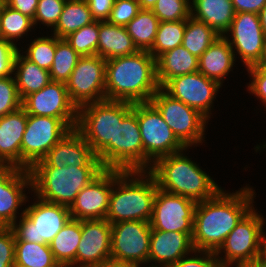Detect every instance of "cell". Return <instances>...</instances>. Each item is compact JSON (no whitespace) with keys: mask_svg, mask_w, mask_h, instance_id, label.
<instances>
[{"mask_svg":"<svg viewBox=\"0 0 266 267\" xmlns=\"http://www.w3.org/2000/svg\"><path fill=\"white\" fill-rule=\"evenodd\" d=\"M251 75V83L248 84V91L261 100L266 107V74L258 67L252 66L246 69Z\"/></svg>","mask_w":266,"mask_h":267,"instance_id":"7dc6e473","label":"cell"},{"mask_svg":"<svg viewBox=\"0 0 266 267\" xmlns=\"http://www.w3.org/2000/svg\"><path fill=\"white\" fill-rule=\"evenodd\" d=\"M81 56L70 46L65 38L56 36V52L49 70L53 82L66 83Z\"/></svg>","mask_w":266,"mask_h":267,"instance_id":"d590c367","label":"cell"},{"mask_svg":"<svg viewBox=\"0 0 266 267\" xmlns=\"http://www.w3.org/2000/svg\"><path fill=\"white\" fill-rule=\"evenodd\" d=\"M22 107L15 77H0V117Z\"/></svg>","mask_w":266,"mask_h":267,"instance_id":"60d3db41","label":"cell"},{"mask_svg":"<svg viewBox=\"0 0 266 267\" xmlns=\"http://www.w3.org/2000/svg\"><path fill=\"white\" fill-rule=\"evenodd\" d=\"M17 51L14 59L13 75L16 80L19 96L35 93L49 84L52 80L48 70L40 68L37 64L29 61Z\"/></svg>","mask_w":266,"mask_h":267,"instance_id":"f1b7e54d","label":"cell"},{"mask_svg":"<svg viewBox=\"0 0 266 267\" xmlns=\"http://www.w3.org/2000/svg\"><path fill=\"white\" fill-rule=\"evenodd\" d=\"M66 0H38V5L34 15V26L40 21L47 27L54 28L63 11Z\"/></svg>","mask_w":266,"mask_h":267,"instance_id":"b9f144b4","label":"cell"},{"mask_svg":"<svg viewBox=\"0 0 266 267\" xmlns=\"http://www.w3.org/2000/svg\"><path fill=\"white\" fill-rule=\"evenodd\" d=\"M158 185L149 171L113 169V186L105 219L111 224L122 221L150 222Z\"/></svg>","mask_w":266,"mask_h":267,"instance_id":"3957f363","label":"cell"},{"mask_svg":"<svg viewBox=\"0 0 266 267\" xmlns=\"http://www.w3.org/2000/svg\"><path fill=\"white\" fill-rule=\"evenodd\" d=\"M258 67L266 74V62H261Z\"/></svg>","mask_w":266,"mask_h":267,"instance_id":"680465c9","label":"cell"},{"mask_svg":"<svg viewBox=\"0 0 266 267\" xmlns=\"http://www.w3.org/2000/svg\"><path fill=\"white\" fill-rule=\"evenodd\" d=\"M43 160L51 167H103L99 158L83 136L76 130H70L55 144Z\"/></svg>","mask_w":266,"mask_h":267,"instance_id":"7402d4cb","label":"cell"},{"mask_svg":"<svg viewBox=\"0 0 266 267\" xmlns=\"http://www.w3.org/2000/svg\"><path fill=\"white\" fill-rule=\"evenodd\" d=\"M193 232H165L151 229L148 263L154 267H168L182 257L193 254ZM159 265H156V264Z\"/></svg>","mask_w":266,"mask_h":267,"instance_id":"603a6c76","label":"cell"},{"mask_svg":"<svg viewBox=\"0 0 266 267\" xmlns=\"http://www.w3.org/2000/svg\"><path fill=\"white\" fill-rule=\"evenodd\" d=\"M160 21L151 10L141 9L126 26L138 50L149 51L157 34Z\"/></svg>","mask_w":266,"mask_h":267,"instance_id":"1f68e13d","label":"cell"},{"mask_svg":"<svg viewBox=\"0 0 266 267\" xmlns=\"http://www.w3.org/2000/svg\"><path fill=\"white\" fill-rule=\"evenodd\" d=\"M254 195L248 186L235 193L221 189L213 198L197 202L192 235L194 250L216 252L238 222L254 207Z\"/></svg>","mask_w":266,"mask_h":267,"instance_id":"6da1fadb","label":"cell"},{"mask_svg":"<svg viewBox=\"0 0 266 267\" xmlns=\"http://www.w3.org/2000/svg\"><path fill=\"white\" fill-rule=\"evenodd\" d=\"M141 265L133 262H119L115 260H107L102 266L99 267H140ZM142 267V266H141Z\"/></svg>","mask_w":266,"mask_h":267,"instance_id":"816d5d0a","label":"cell"},{"mask_svg":"<svg viewBox=\"0 0 266 267\" xmlns=\"http://www.w3.org/2000/svg\"><path fill=\"white\" fill-rule=\"evenodd\" d=\"M186 20L173 22H160L153 46L148 51L155 59L167 52L182 45Z\"/></svg>","mask_w":266,"mask_h":267,"instance_id":"8d00e7d4","label":"cell"},{"mask_svg":"<svg viewBox=\"0 0 266 267\" xmlns=\"http://www.w3.org/2000/svg\"><path fill=\"white\" fill-rule=\"evenodd\" d=\"M55 262L49 244L15 241L14 267H49Z\"/></svg>","mask_w":266,"mask_h":267,"instance_id":"836d02e7","label":"cell"},{"mask_svg":"<svg viewBox=\"0 0 266 267\" xmlns=\"http://www.w3.org/2000/svg\"><path fill=\"white\" fill-rule=\"evenodd\" d=\"M197 202L157 189L150 220L151 229L165 232H193Z\"/></svg>","mask_w":266,"mask_h":267,"instance_id":"2e32d148","label":"cell"},{"mask_svg":"<svg viewBox=\"0 0 266 267\" xmlns=\"http://www.w3.org/2000/svg\"><path fill=\"white\" fill-rule=\"evenodd\" d=\"M151 225L146 221L111 224V259L119 262L148 263Z\"/></svg>","mask_w":266,"mask_h":267,"instance_id":"9a60e30c","label":"cell"},{"mask_svg":"<svg viewBox=\"0 0 266 267\" xmlns=\"http://www.w3.org/2000/svg\"><path fill=\"white\" fill-rule=\"evenodd\" d=\"M140 9L151 10L158 0H138Z\"/></svg>","mask_w":266,"mask_h":267,"instance_id":"db71d44e","label":"cell"},{"mask_svg":"<svg viewBox=\"0 0 266 267\" xmlns=\"http://www.w3.org/2000/svg\"><path fill=\"white\" fill-rule=\"evenodd\" d=\"M265 221L254 207L228 234L224 243L215 252L221 267L251 266L260 256V245ZM225 253L224 258L219 255Z\"/></svg>","mask_w":266,"mask_h":267,"instance_id":"9c48e42d","label":"cell"},{"mask_svg":"<svg viewBox=\"0 0 266 267\" xmlns=\"http://www.w3.org/2000/svg\"><path fill=\"white\" fill-rule=\"evenodd\" d=\"M225 34L227 35L223 36L229 42L234 55L237 53L240 56L246 68L258 66L263 61L266 50V35L261 27L259 14L235 13V17ZM228 34L231 36L230 38Z\"/></svg>","mask_w":266,"mask_h":267,"instance_id":"4fadbf2b","label":"cell"},{"mask_svg":"<svg viewBox=\"0 0 266 267\" xmlns=\"http://www.w3.org/2000/svg\"><path fill=\"white\" fill-rule=\"evenodd\" d=\"M81 239V221L70 219L49 243L56 261L76 266V252Z\"/></svg>","mask_w":266,"mask_h":267,"instance_id":"4dcf8cb0","label":"cell"},{"mask_svg":"<svg viewBox=\"0 0 266 267\" xmlns=\"http://www.w3.org/2000/svg\"><path fill=\"white\" fill-rule=\"evenodd\" d=\"M34 27L33 20L5 3L0 10V32L2 39L17 47L15 39L23 37ZM14 40V41H13Z\"/></svg>","mask_w":266,"mask_h":267,"instance_id":"e575fe53","label":"cell"},{"mask_svg":"<svg viewBox=\"0 0 266 267\" xmlns=\"http://www.w3.org/2000/svg\"><path fill=\"white\" fill-rule=\"evenodd\" d=\"M49 267H74L71 263L68 262H59L56 261L53 265Z\"/></svg>","mask_w":266,"mask_h":267,"instance_id":"9f6ffc18","label":"cell"},{"mask_svg":"<svg viewBox=\"0 0 266 267\" xmlns=\"http://www.w3.org/2000/svg\"><path fill=\"white\" fill-rule=\"evenodd\" d=\"M183 151L159 158L149 172L158 188L201 202L213 198L222 188Z\"/></svg>","mask_w":266,"mask_h":267,"instance_id":"277c9868","label":"cell"},{"mask_svg":"<svg viewBox=\"0 0 266 267\" xmlns=\"http://www.w3.org/2000/svg\"><path fill=\"white\" fill-rule=\"evenodd\" d=\"M132 108L131 102L106 99L78 108L76 130L91 146L104 169H110V142H115L117 124Z\"/></svg>","mask_w":266,"mask_h":267,"instance_id":"5b68a950","label":"cell"},{"mask_svg":"<svg viewBox=\"0 0 266 267\" xmlns=\"http://www.w3.org/2000/svg\"><path fill=\"white\" fill-rule=\"evenodd\" d=\"M106 60L98 55L81 56L65 83L71 101L77 108L106 99Z\"/></svg>","mask_w":266,"mask_h":267,"instance_id":"7c38bea8","label":"cell"},{"mask_svg":"<svg viewBox=\"0 0 266 267\" xmlns=\"http://www.w3.org/2000/svg\"><path fill=\"white\" fill-rule=\"evenodd\" d=\"M72 128L61 118L27 114L21 142V169L29 170L42 160Z\"/></svg>","mask_w":266,"mask_h":267,"instance_id":"8fae6325","label":"cell"},{"mask_svg":"<svg viewBox=\"0 0 266 267\" xmlns=\"http://www.w3.org/2000/svg\"><path fill=\"white\" fill-rule=\"evenodd\" d=\"M251 267H266L265 263H262L259 259L251 265Z\"/></svg>","mask_w":266,"mask_h":267,"instance_id":"6f0895ef","label":"cell"},{"mask_svg":"<svg viewBox=\"0 0 266 267\" xmlns=\"http://www.w3.org/2000/svg\"><path fill=\"white\" fill-rule=\"evenodd\" d=\"M95 19L85 0H66L56 26L52 29L58 38H65L72 32L90 25Z\"/></svg>","mask_w":266,"mask_h":267,"instance_id":"f546056e","label":"cell"},{"mask_svg":"<svg viewBox=\"0 0 266 267\" xmlns=\"http://www.w3.org/2000/svg\"><path fill=\"white\" fill-rule=\"evenodd\" d=\"M159 88L156 59L148 51L106 60V100L150 102Z\"/></svg>","mask_w":266,"mask_h":267,"instance_id":"7a4b0ae2","label":"cell"},{"mask_svg":"<svg viewBox=\"0 0 266 267\" xmlns=\"http://www.w3.org/2000/svg\"><path fill=\"white\" fill-rule=\"evenodd\" d=\"M25 187L32 188L29 170L0 163V223L4 227H10L18 220L19 207L28 201Z\"/></svg>","mask_w":266,"mask_h":267,"instance_id":"ffe728a7","label":"cell"},{"mask_svg":"<svg viewBox=\"0 0 266 267\" xmlns=\"http://www.w3.org/2000/svg\"><path fill=\"white\" fill-rule=\"evenodd\" d=\"M15 235L10 227L0 229V267H14Z\"/></svg>","mask_w":266,"mask_h":267,"instance_id":"ee69618b","label":"cell"},{"mask_svg":"<svg viewBox=\"0 0 266 267\" xmlns=\"http://www.w3.org/2000/svg\"><path fill=\"white\" fill-rule=\"evenodd\" d=\"M235 61L229 42L224 36H220L199 57L198 71L222 86L223 79L232 70Z\"/></svg>","mask_w":266,"mask_h":267,"instance_id":"d4e9b609","label":"cell"},{"mask_svg":"<svg viewBox=\"0 0 266 267\" xmlns=\"http://www.w3.org/2000/svg\"><path fill=\"white\" fill-rule=\"evenodd\" d=\"M262 62H266V50H265V56Z\"/></svg>","mask_w":266,"mask_h":267,"instance_id":"94428289","label":"cell"},{"mask_svg":"<svg viewBox=\"0 0 266 267\" xmlns=\"http://www.w3.org/2000/svg\"><path fill=\"white\" fill-rule=\"evenodd\" d=\"M22 211L20 221L10 228L15 241L49 244L71 219L69 207L44 201L40 198Z\"/></svg>","mask_w":266,"mask_h":267,"instance_id":"52a82bcc","label":"cell"},{"mask_svg":"<svg viewBox=\"0 0 266 267\" xmlns=\"http://www.w3.org/2000/svg\"><path fill=\"white\" fill-rule=\"evenodd\" d=\"M150 102L186 148L202 143L208 119L198 110L172 97L162 87L156 91Z\"/></svg>","mask_w":266,"mask_h":267,"instance_id":"30bf717a","label":"cell"},{"mask_svg":"<svg viewBox=\"0 0 266 267\" xmlns=\"http://www.w3.org/2000/svg\"><path fill=\"white\" fill-rule=\"evenodd\" d=\"M103 167H76L72 164L61 168L49 166L43 159L30 169L32 188L36 198L69 207L77 194L102 171Z\"/></svg>","mask_w":266,"mask_h":267,"instance_id":"8992f818","label":"cell"},{"mask_svg":"<svg viewBox=\"0 0 266 267\" xmlns=\"http://www.w3.org/2000/svg\"><path fill=\"white\" fill-rule=\"evenodd\" d=\"M99 21L72 32L65 40L80 56L98 55Z\"/></svg>","mask_w":266,"mask_h":267,"instance_id":"74e56055","label":"cell"},{"mask_svg":"<svg viewBox=\"0 0 266 267\" xmlns=\"http://www.w3.org/2000/svg\"><path fill=\"white\" fill-rule=\"evenodd\" d=\"M10 8L19 11L23 15L34 20V15L38 5V0H4Z\"/></svg>","mask_w":266,"mask_h":267,"instance_id":"681fc988","label":"cell"},{"mask_svg":"<svg viewBox=\"0 0 266 267\" xmlns=\"http://www.w3.org/2000/svg\"><path fill=\"white\" fill-rule=\"evenodd\" d=\"M5 3V1L4 0H0V10H1V7H2V5Z\"/></svg>","mask_w":266,"mask_h":267,"instance_id":"91938a15","label":"cell"},{"mask_svg":"<svg viewBox=\"0 0 266 267\" xmlns=\"http://www.w3.org/2000/svg\"><path fill=\"white\" fill-rule=\"evenodd\" d=\"M191 16L213 28L220 36L225 35L235 10L232 0H192Z\"/></svg>","mask_w":266,"mask_h":267,"instance_id":"484cf974","label":"cell"},{"mask_svg":"<svg viewBox=\"0 0 266 267\" xmlns=\"http://www.w3.org/2000/svg\"><path fill=\"white\" fill-rule=\"evenodd\" d=\"M137 119L143 144V171H149L159 159L186 148L151 102L137 103Z\"/></svg>","mask_w":266,"mask_h":267,"instance_id":"ba28073f","label":"cell"},{"mask_svg":"<svg viewBox=\"0 0 266 267\" xmlns=\"http://www.w3.org/2000/svg\"><path fill=\"white\" fill-rule=\"evenodd\" d=\"M139 51L125 26L99 21L98 56L105 60L131 55Z\"/></svg>","mask_w":266,"mask_h":267,"instance_id":"83f0119b","label":"cell"},{"mask_svg":"<svg viewBox=\"0 0 266 267\" xmlns=\"http://www.w3.org/2000/svg\"><path fill=\"white\" fill-rule=\"evenodd\" d=\"M22 108L29 115L61 118L76 129L78 108L71 101L65 83L51 81L39 91L25 96Z\"/></svg>","mask_w":266,"mask_h":267,"instance_id":"e0dca14e","label":"cell"},{"mask_svg":"<svg viewBox=\"0 0 266 267\" xmlns=\"http://www.w3.org/2000/svg\"><path fill=\"white\" fill-rule=\"evenodd\" d=\"M140 10L138 0H115L107 22L113 25L126 26Z\"/></svg>","mask_w":266,"mask_h":267,"instance_id":"7bdbcfd3","label":"cell"},{"mask_svg":"<svg viewBox=\"0 0 266 267\" xmlns=\"http://www.w3.org/2000/svg\"><path fill=\"white\" fill-rule=\"evenodd\" d=\"M52 36L51 38L44 36L34 39L30 42L29 48L23 52L26 59L48 71L53 64L56 52V36Z\"/></svg>","mask_w":266,"mask_h":267,"instance_id":"f35d334b","label":"cell"},{"mask_svg":"<svg viewBox=\"0 0 266 267\" xmlns=\"http://www.w3.org/2000/svg\"><path fill=\"white\" fill-rule=\"evenodd\" d=\"M235 13L249 12L259 14L266 0H232Z\"/></svg>","mask_w":266,"mask_h":267,"instance_id":"f907efd6","label":"cell"},{"mask_svg":"<svg viewBox=\"0 0 266 267\" xmlns=\"http://www.w3.org/2000/svg\"><path fill=\"white\" fill-rule=\"evenodd\" d=\"M219 37L209 25L190 16L186 19L182 46L199 58Z\"/></svg>","mask_w":266,"mask_h":267,"instance_id":"d6a6232c","label":"cell"},{"mask_svg":"<svg viewBox=\"0 0 266 267\" xmlns=\"http://www.w3.org/2000/svg\"><path fill=\"white\" fill-rule=\"evenodd\" d=\"M259 18H260V23H261V27L263 29V32L266 35V4L261 9V11L259 13Z\"/></svg>","mask_w":266,"mask_h":267,"instance_id":"11a10c76","label":"cell"},{"mask_svg":"<svg viewBox=\"0 0 266 267\" xmlns=\"http://www.w3.org/2000/svg\"><path fill=\"white\" fill-rule=\"evenodd\" d=\"M110 169L143 171V144L137 119V103L117 124L115 142H110Z\"/></svg>","mask_w":266,"mask_h":267,"instance_id":"5bb4252c","label":"cell"},{"mask_svg":"<svg viewBox=\"0 0 266 267\" xmlns=\"http://www.w3.org/2000/svg\"><path fill=\"white\" fill-rule=\"evenodd\" d=\"M195 256L182 257L176 263L168 267H221L216 257L215 252L212 251H193ZM197 255L200 254V255ZM202 255V256H201Z\"/></svg>","mask_w":266,"mask_h":267,"instance_id":"f6af8a7d","label":"cell"},{"mask_svg":"<svg viewBox=\"0 0 266 267\" xmlns=\"http://www.w3.org/2000/svg\"><path fill=\"white\" fill-rule=\"evenodd\" d=\"M27 125V112L18 110L0 117V163L21 169V142Z\"/></svg>","mask_w":266,"mask_h":267,"instance_id":"cb8c5ba5","label":"cell"},{"mask_svg":"<svg viewBox=\"0 0 266 267\" xmlns=\"http://www.w3.org/2000/svg\"><path fill=\"white\" fill-rule=\"evenodd\" d=\"M95 21H107L115 0H85Z\"/></svg>","mask_w":266,"mask_h":267,"instance_id":"c3c4849f","label":"cell"},{"mask_svg":"<svg viewBox=\"0 0 266 267\" xmlns=\"http://www.w3.org/2000/svg\"><path fill=\"white\" fill-rule=\"evenodd\" d=\"M199 58L182 45L164 52L156 58V76L160 87L170 79L198 71Z\"/></svg>","mask_w":266,"mask_h":267,"instance_id":"4316f807","label":"cell"},{"mask_svg":"<svg viewBox=\"0 0 266 267\" xmlns=\"http://www.w3.org/2000/svg\"><path fill=\"white\" fill-rule=\"evenodd\" d=\"M221 85L207 78L199 71L176 76L162 88L172 97L198 110L207 119L210 118L211 107Z\"/></svg>","mask_w":266,"mask_h":267,"instance_id":"ac0fdd59","label":"cell"},{"mask_svg":"<svg viewBox=\"0 0 266 267\" xmlns=\"http://www.w3.org/2000/svg\"><path fill=\"white\" fill-rule=\"evenodd\" d=\"M191 0H158L151 11L160 22L186 20L191 16Z\"/></svg>","mask_w":266,"mask_h":267,"instance_id":"ab89813d","label":"cell"},{"mask_svg":"<svg viewBox=\"0 0 266 267\" xmlns=\"http://www.w3.org/2000/svg\"><path fill=\"white\" fill-rule=\"evenodd\" d=\"M113 186V169H104L77 194L70 206L71 219H105Z\"/></svg>","mask_w":266,"mask_h":267,"instance_id":"44dd1931","label":"cell"},{"mask_svg":"<svg viewBox=\"0 0 266 267\" xmlns=\"http://www.w3.org/2000/svg\"><path fill=\"white\" fill-rule=\"evenodd\" d=\"M259 260L266 264V233L262 232Z\"/></svg>","mask_w":266,"mask_h":267,"instance_id":"f5cc1de1","label":"cell"},{"mask_svg":"<svg viewBox=\"0 0 266 267\" xmlns=\"http://www.w3.org/2000/svg\"><path fill=\"white\" fill-rule=\"evenodd\" d=\"M111 259V223L107 219L81 220L76 267H99Z\"/></svg>","mask_w":266,"mask_h":267,"instance_id":"d6986e66","label":"cell"},{"mask_svg":"<svg viewBox=\"0 0 266 267\" xmlns=\"http://www.w3.org/2000/svg\"><path fill=\"white\" fill-rule=\"evenodd\" d=\"M18 50L19 48L10 42L0 39V77H8L13 74L14 59Z\"/></svg>","mask_w":266,"mask_h":267,"instance_id":"bcb514c9","label":"cell"}]
</instances>
